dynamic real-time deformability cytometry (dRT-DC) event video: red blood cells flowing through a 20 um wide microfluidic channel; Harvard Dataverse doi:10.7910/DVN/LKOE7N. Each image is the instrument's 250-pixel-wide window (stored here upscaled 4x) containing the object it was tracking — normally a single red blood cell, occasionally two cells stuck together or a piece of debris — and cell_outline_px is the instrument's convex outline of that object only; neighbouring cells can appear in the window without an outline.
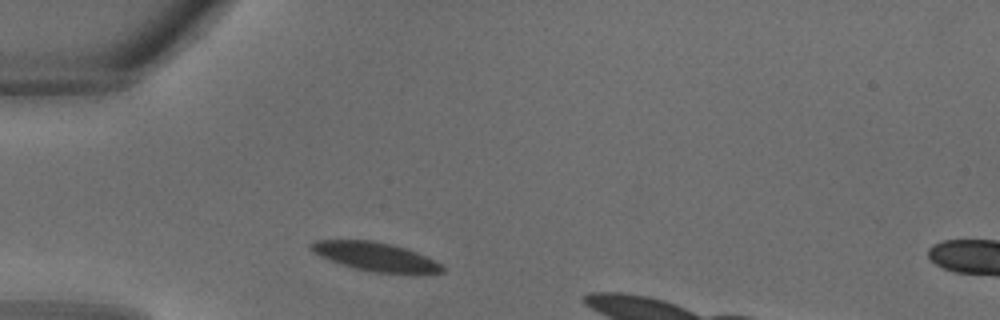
{"species": "common noctule bat (a hibernating species)", "species_latin": "Nyctalus noctula", "temperature_condition": "warm", "stored_images_in_passage": 26, "camera_frame_rate_fps": 3000, "um_per_image_px": 0.085, "animal": {"sex": "male", "body_mass_g": 18.8}, "frame": {"image": 1, "passage_image": 2, "time_ms": 0.333, "image_size_px": [1000, 320], "cell_outline_px": [[444, 272], [376, 272], [356, 268], [320, 256], [312, 252], [308, 248], [308, 244], [316, 240], [372, 240], [392, 244], [416, 252], [440, 264], [444, 268]], "centroid_in_image_um": [31.81, 21.77], "position_along_channel_um": 53.2, "area_um2": 21.21}}
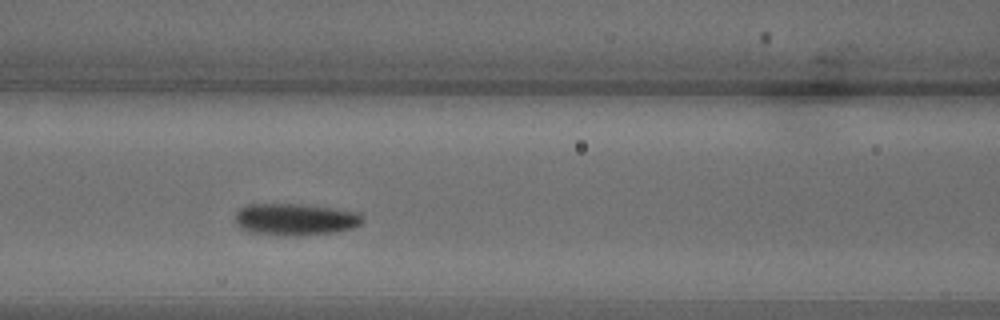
{"frame": {"image": 2, "passage_image": 7, "time_ms": 2.0, "image_size_px": [1000, 320], "cell_outline_px": [[364, 220], [360, 224], [352, 228], [336, 232], [300, 236], [292, 236], [252, 232], [240, 228], [236, 224], [236, 212], [240, 208], [248, 204], [296, 204], [332, 208], [356, 212]], "centroid_in_image_um": [25.08, 18.65], "position_along_channel_um": 141.5, "area_um2": 23.47}}
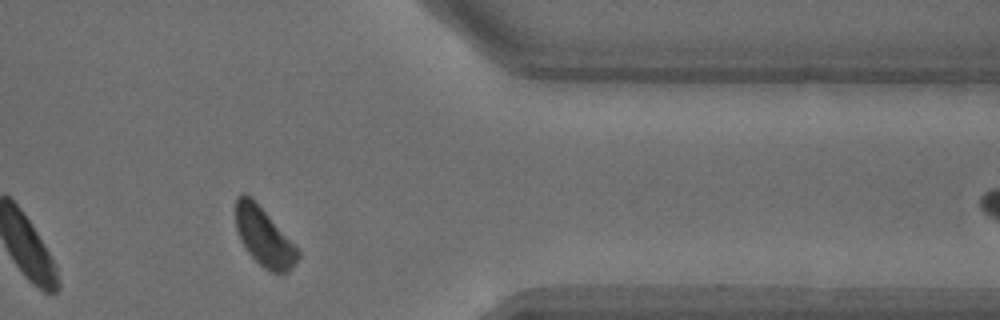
{"frame": {"image": 3, "passage_image": 20, "time_ms": 6.333, "image_size_px": [1000, 320], "cell_outline_px": [[300, 256], [292, 268], [288, 272], [268, 272], [248, 252], [236, 228], [236, 196], [244, 192], [252, 196], [300, 252]], "centroid_in_image_um": [22.43, 20.11], "position_along_channel_um": 389.0, "area_um2": 20.81}}